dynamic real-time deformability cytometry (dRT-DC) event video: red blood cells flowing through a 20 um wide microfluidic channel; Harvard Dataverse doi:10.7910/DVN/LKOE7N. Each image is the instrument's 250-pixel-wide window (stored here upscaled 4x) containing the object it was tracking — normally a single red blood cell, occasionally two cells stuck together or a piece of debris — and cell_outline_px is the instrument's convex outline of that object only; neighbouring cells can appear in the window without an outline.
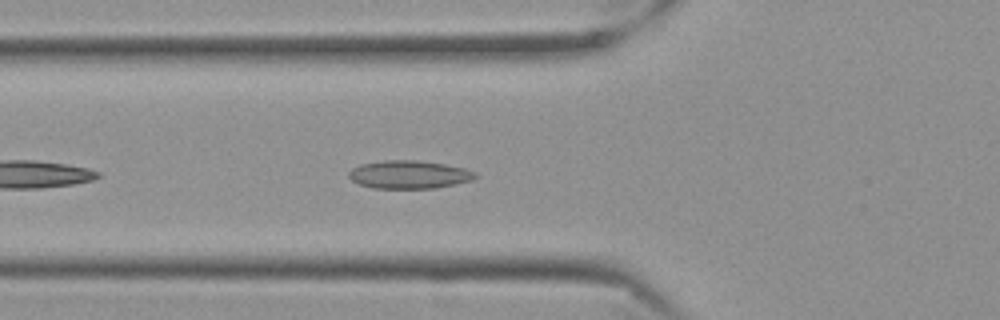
{"species": "Egyptian fruit bat (a non-hibernating species)", "species_latin": "Rousettus aegyptiacus", "temperature_condition": "cold", "stored_images_in_passage": 17, "camera_frame_rate_fps": 3000, "um_per_image_px": 0.085, "frame": {"image": 1, "passage_image": 6, "time_ms": 1.667, "image_size_px": [1000, 320], "cell_outline_px": [[480, 176], [472, 180], [432, 188], [372, 188], [360, 184], [352, 180], [348, 176], [348, 172], [352, 168], [360, 164], [384, 160], [416, 160], [444, 164], [464, 168], [476, 172]], "centroid_in_image_um": [34.76, 14.83], "position_along_channel_um": 91.0, "area_um2": 20.63}}
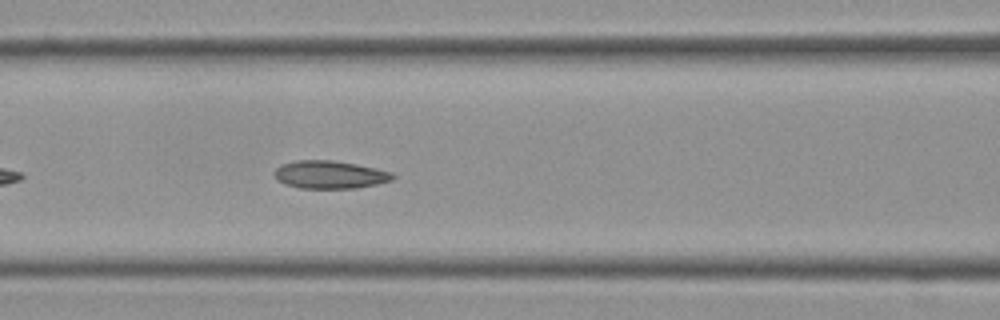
{"frame": {"image": 2, "passage_image": 10, "time_ms": 3.0, "image_size_px": [1000, 320], "cell_outline_px": [[396, 176], [392, 180], [376, 184], [356, 188], [300, 188], [284, 184], [276, 180], [272, 172], [280, 164], [296, 160], [332, 160], [356, 164], [376, 168], [392, 172]], "centroid_in_image_um": [27.99, 14.84], "position_along_channel_um": 138.6, "area_um2": 19.42}}